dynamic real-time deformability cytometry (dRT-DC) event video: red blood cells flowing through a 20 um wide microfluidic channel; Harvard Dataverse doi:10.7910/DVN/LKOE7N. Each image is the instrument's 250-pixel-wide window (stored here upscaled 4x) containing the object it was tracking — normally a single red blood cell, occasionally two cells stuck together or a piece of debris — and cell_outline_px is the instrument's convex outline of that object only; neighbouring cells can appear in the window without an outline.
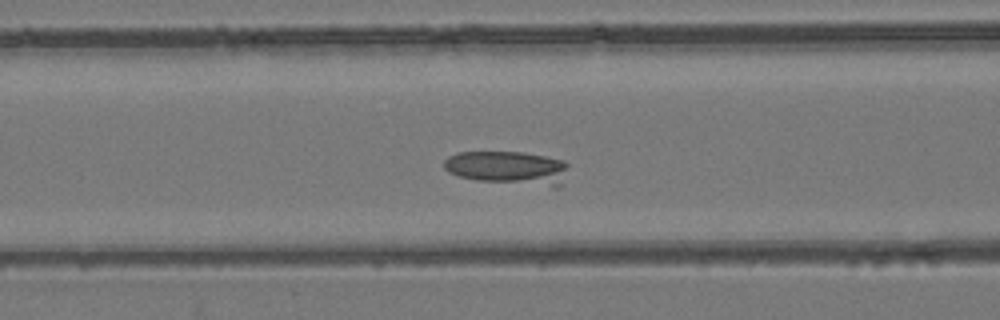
{"species": "common noctule bat (a hibernating species)", "species_latin": "Nyctalus noctula", "temperature_condition": "room temperature", "stored_images_in_passage": 40, "camera_frame_rate_fps": 3000, "um_per_image_px": 0.085, "animal": {"sex": "female", "body_mass_g": 24.6, "forearm_length_mm": 56.2}, "frame": {"image": 1, "passage_image": 23, "time_ms": 7.333, "image_size_px": [1000, 320], "cell_outline_px": [[568, 164], [560, 188], [552, 188], [476, 180], [460, 176], [448, 172], [444, 168], [444, 160], [448, 156], [456, 152], [524, 152], [564, 160]], "centroid_in_image_um": [43.2, 14.29], "position_along_channel_um": 123.4, "area_um2": 24.74}}